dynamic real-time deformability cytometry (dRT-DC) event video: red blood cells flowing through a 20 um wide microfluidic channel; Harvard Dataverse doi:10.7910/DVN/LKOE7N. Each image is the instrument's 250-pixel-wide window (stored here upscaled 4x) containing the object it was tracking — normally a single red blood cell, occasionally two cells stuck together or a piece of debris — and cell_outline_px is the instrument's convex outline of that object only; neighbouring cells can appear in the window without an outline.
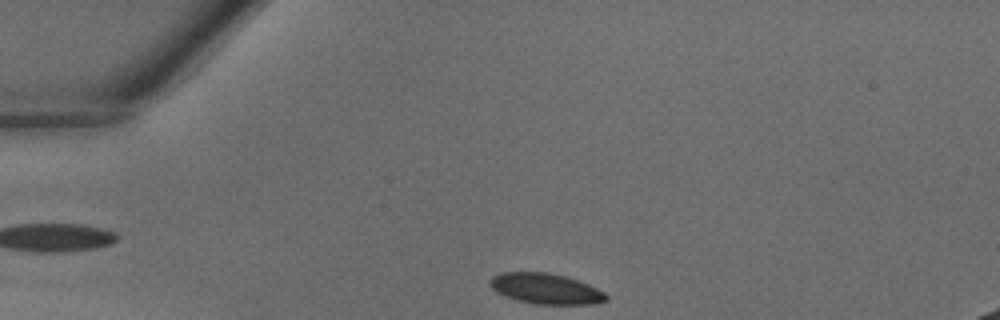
{"species": "common noctule bat (a hibernating species)", "species_latin": "Nyctalus noctula", "temperature_condition": "warm", "stored_images_in_passage": 32, "camera_frame_rate_fps": 3000, "um_per_image_px": 0.085, "animal": {"sex": "male", "body_mass_g": 18.8}, "frame": {"image": 1, "passage_image": 1, "time_ms": 0.0, "image_size_px": [1000, 320], "cell_outline_px": [[608, 300], [596, 304], [536, 304], [516, 300], [504, 296], [496, 292], [488, 284], [488, 280], [492, 276], [500, 272], [544, 272], [564, 276], [588, 284], [604, 292], [608, 296]], "centroid_in_image_um": [46.35, 24.54], "position_along_channel_um": 38.7, "area_um2": 20.81}}
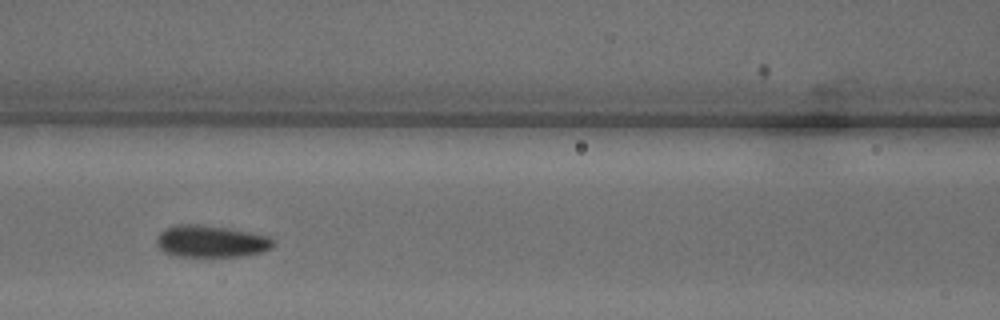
{"frame": {"image": 2, "passage_image": 10, "time_ms": 3.0, "image_size_px": [1000, 320], "cell_outline_px": [[276, 244], [272, 248], [260, 252], [240, 256], [168, 256], [156, 244], [156, 240], [160, 232], [176, 224], [196, 224], [228, 228], [268, 236], [276, 240]], "centroid_in_image_um": [17.93, 20.52], "position_along_channel_um": 148.7, "area_um2": 21.73}}
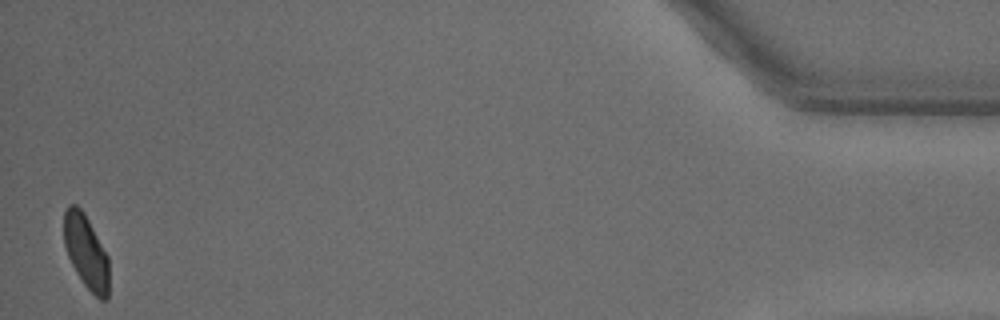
{"frame": {"image": 3, "passage_image": 32, "time_ms": 10.333, "image_size_px": [1000, 320], "cell_outline_px": [[108, 300], [100, 300], [84, 284], [76, 272], [68, 256], [64, 244], [64, 212], [68, 204], [76, 204], [84, 212], [108, 256]], "centroid_in_image_um": [7.31, 21.39], "position_along_channel_um": 427.9, "area_um2": 19.25}}